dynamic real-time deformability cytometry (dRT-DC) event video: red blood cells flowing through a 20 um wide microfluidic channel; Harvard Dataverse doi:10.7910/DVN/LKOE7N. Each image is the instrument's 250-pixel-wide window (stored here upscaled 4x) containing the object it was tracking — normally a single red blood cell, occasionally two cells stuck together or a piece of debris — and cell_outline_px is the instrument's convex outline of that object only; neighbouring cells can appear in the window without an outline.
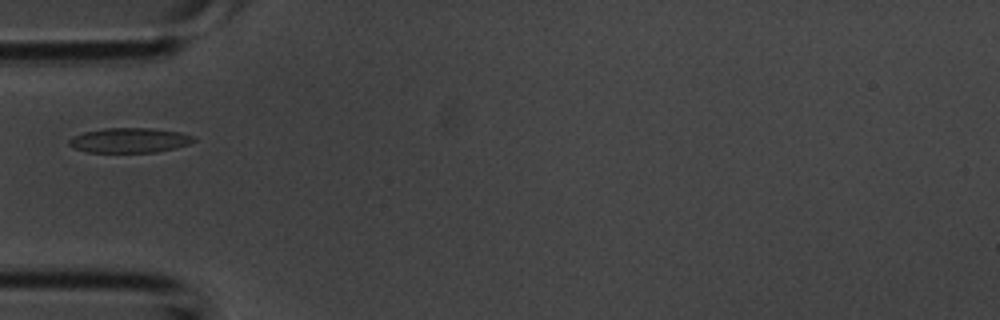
{"species": "common noctule bat (a hibernating species)", "species_latin": "Nyctalus noctula", "temperature_condition": "room temperature", "stored_images_in_passage": 15, "camera_frame_rate_fps": 3000, "um_per_image_px": 0.085, "animal": {"sex": "male", "body_mass_g": 20.1, "forearm_length_mm": 53.5}, "frame": {"image": 1, "passage_image": 1, "time_ms": 0.0, "image_size_px": [1000, 320], "cell_outline_px": [[196, 140], [188, 144], [176, 148], [156, 152], [88, 152], [72, 148], [68, 144], [68, 140], [72, 136], [84, 132], [104, 128], [152, 128], [180, 132], [192, 136]], "centroid_in_image_um": [10.97, 11.92], "position_along_channel_um": 74.0, "area_um2": 18.09}}
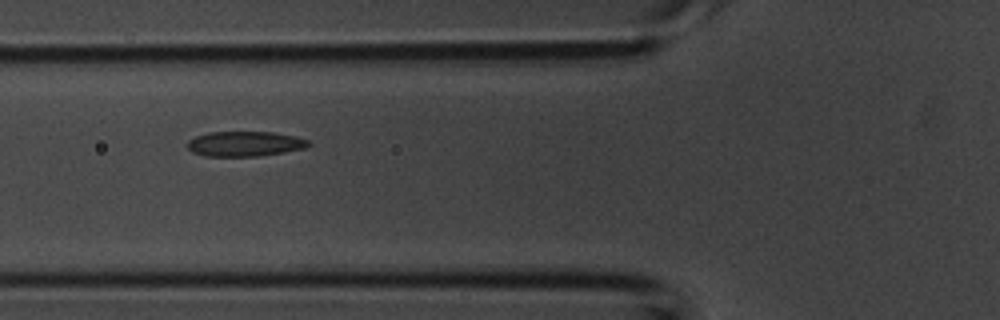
{"frame": {"image": 2, "passage_image": 3, "time_ms": 0.667, "image_size_px": [1000, 320], "cell_outline_px": [[312, 144], [304, 148], [284, 152], [260, 156], [204, 156], [192, 152], [188, 148], [188, 140], [196, 136], [208, 132], [272, 132], [296, 136], [308, 140]], "centroid_in_image_um": [20.81, 12.22], "position_along_channel_um": 105.0, "area_um2": 17.69}}